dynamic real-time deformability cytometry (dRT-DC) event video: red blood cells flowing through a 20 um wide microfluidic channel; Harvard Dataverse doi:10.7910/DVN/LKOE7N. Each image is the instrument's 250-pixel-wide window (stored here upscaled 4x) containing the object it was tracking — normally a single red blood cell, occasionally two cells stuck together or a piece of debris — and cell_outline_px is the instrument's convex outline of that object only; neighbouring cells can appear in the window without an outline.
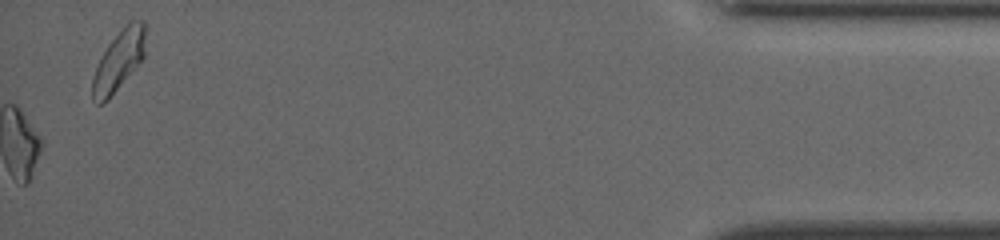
{"species": "common noctule bat (a hibernating species)", "species_latin": "Nyctalus noctula", "temperature_condition": "cold", "stored_images_in_passage": 35, "camera_frame_rate_fps": 3000, "um_per_image_px": 0.085, "animal": {"sex": "female", "body_mass_g": 19.5, "forearm_length_mm": 54.1}, "frame": {"image": 1, "passage_image": 35, "time_ms": 11.333, "image_size_px": [1000, 240], "cell_outline_px": [[144, 56], [108, 100], [100, 104], [96, 104], [92, 100], [92, 76], [108, 44], [124, 24], [128, 20], [144, 20]], "centroid_in_image_um": [10.07, 5.14], "position_along_channel_um": 425.1, "area_um2": 18.32}, "authors_computed_cell_mechanics": {"area_um2": 17.3978, "velocity_mm_per_s": 3.9053, "shape_relaxation_time_tau1_ms": null, "shape_relaxation_time_tau2_ms": 7.9535, "deformation_change_tau1": null, "deformation_change_tau2": 0.1752}}